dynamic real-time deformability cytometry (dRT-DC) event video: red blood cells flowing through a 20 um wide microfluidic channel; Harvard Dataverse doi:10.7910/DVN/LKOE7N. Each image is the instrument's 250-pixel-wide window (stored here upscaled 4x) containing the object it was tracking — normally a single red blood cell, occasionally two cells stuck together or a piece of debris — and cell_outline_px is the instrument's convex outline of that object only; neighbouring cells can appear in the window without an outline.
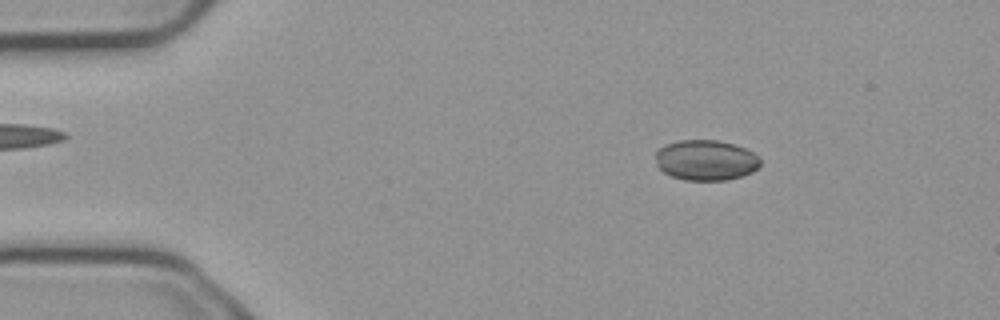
{"species": "common noctule bat (a hibernating species)", "species_latin": "Nyctalus noctula", "temperature_condition": "cold", "stored_images_in_passage": 5, "camera_frame_rate_fps": 3000, "um_per_image_px": 0.085, "animal": {"sex": "male", "body_mass_g": 23.1, "forearm_length_mm": 52.7}, "frame": {"image": 1, "passage_image": 3, "time_ms": 0.667, "image_size_px": [1000, 320], "cell_outline_px": [[760, 164], [752, 172], [728, 180], [684, 180], [672, 176], [664, 172], [656, 164], [656, 152], [664, 144], [680, 140], [716, 140], [732, 144], [744, 148], [760, 156]], "centroid_in_image_um": [59.98, 13.61], "position_along_channel_um": 25.0, "area_um2": 24.62}}